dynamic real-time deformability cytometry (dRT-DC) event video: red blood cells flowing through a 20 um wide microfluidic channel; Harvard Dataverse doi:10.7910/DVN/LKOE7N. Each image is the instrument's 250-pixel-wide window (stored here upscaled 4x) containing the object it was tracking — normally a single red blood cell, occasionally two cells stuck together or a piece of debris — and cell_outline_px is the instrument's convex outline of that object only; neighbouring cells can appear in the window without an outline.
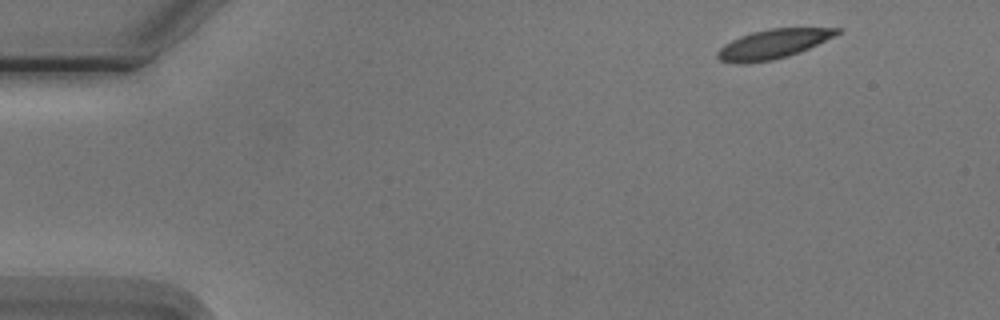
{"species": "Egyptian fruit bat (a non-hibernating species)", "species_latin": "Rousettus aegyptiacus", "temperature_condition": "cold", "stored_images_in_passage": 44, "camera_frame_rate_fps": 3000, "um_per_image_px": 0.085, "animal": {"sex": "male"}, "frame": {"image": 1, "passage_image": 1, "time_ms": 0.0, "image_size_px": [1000, 320], "cell_outline_px": [[844, 28], [840, 32], [800, 52], [788, 56], [772, 60], [744, 64], [736, 64], [720, 60], [716, 56], [716, 52], [724, 44], [740, 36], [752, 32], [768, 28]], "centroid_in_image_um": [65.64, 3.75], "position_along_channel_um": 19.4, "area_um2": 20.29}}
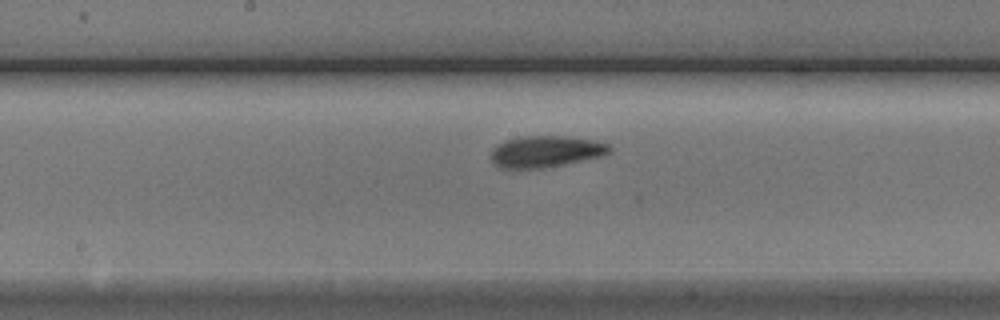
{"frame": {"image": 2, "passage_image": 24, "time_ms": 7.667, "image_size_px": [1000, 320], "cell_outline_px": [[612, 152], [600, 156], [564, 164], [544, 168], [500, 168], [492, 164], [488, 156], [492, 148], [496, 144], [504, 140], [520, 136], [564, 136], [592, 140], [608, 144], [612, 148]], "centroid_in_image_um": [46.3, 12.88], "position_along_channel_um": 201.9, "area_um2": 22.02}}
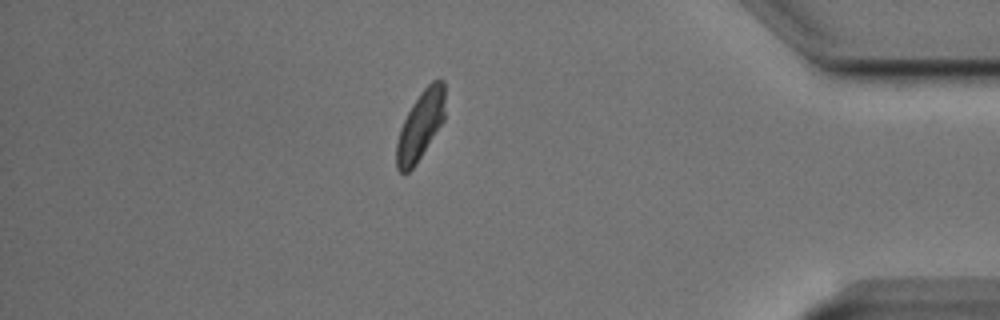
{"frame": {"image": 3, "passage_image": 43, "time_ms": 14.0, "image_size_px": [1000, 320], "cell_outline_px": [[444, 120], [416, 164], [408, 172], [400, 172], [396, 168], [396, 144], [400, 128], [412, 104], [420, 92], [432, 80], [444, 80]], "centroid_in_image_um": [35.72, 10.66], "position_along_channel_um": 399.5, "area_um2": 19.25}, "authors_computed_cell_mechanics": {"area_um2": 21.1837, "velocity_mm_per_s": 3.7, "shape_relaxation_time_tau1_ms": 2.5135, "shape_relaxation_time_tau2_ms": 1.4212, "deformation_change_tau1": 0.1283, "deformation_change_tau2": 0.0798}}